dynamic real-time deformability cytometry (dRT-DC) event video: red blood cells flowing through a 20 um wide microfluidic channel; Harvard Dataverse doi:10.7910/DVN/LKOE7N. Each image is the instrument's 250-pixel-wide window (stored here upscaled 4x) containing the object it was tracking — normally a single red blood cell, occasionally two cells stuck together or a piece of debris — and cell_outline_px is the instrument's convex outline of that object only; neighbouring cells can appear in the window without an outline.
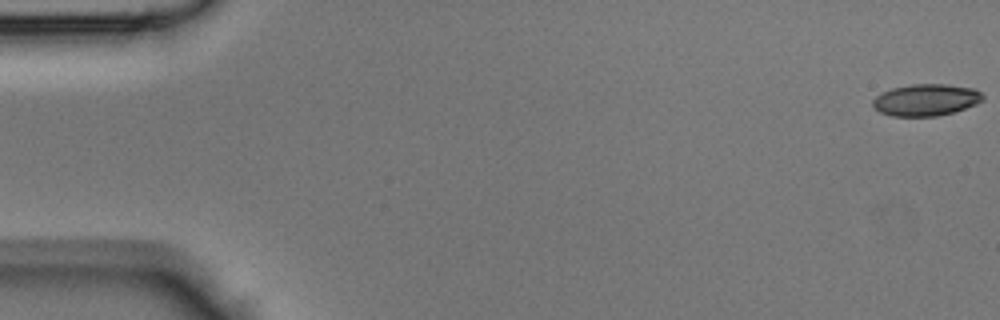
{"species": "Egyptian fruit bat (a non-hibernating species)", "species_latin": "Rousettus aegyptiacus", "temperature_condition": "room temperature", "stored_images_in_passage": 48, "camera_frame_rate_fps": 3000, "um_per_image_px": 0.085, "animal": {"sex": "male"}, "frame": {"image": 1, "passage_image": 1, "time_ms": 0.0, "image_size_px": [1000, 320], "cell_outline_px": [[984, 100], [976, 104], [952, 112], [936, 116], [892, 116], [880, 112], [872, 104], [872, 100], [876, 96], [892, 88], [912, 84], [948, 84], [972, 88], [980, 92], [984, 96]], "centroid_in_image_um": [78.71, 8.49], "position_along_channel_um": 6.3, "area_um2": 20.23}}
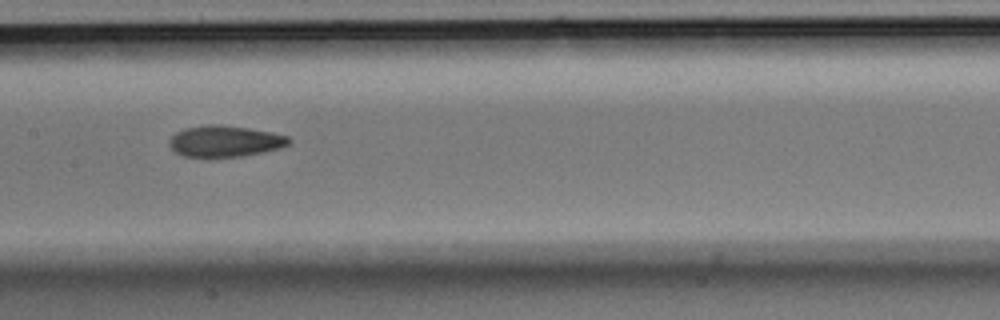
{"frame": {"image": 2, "passage_image": 24, "time_ms": 7.667, "image_size_px": [1000, 320], "cell_outline_px": [[292, 140], [288, 144], [280, 148], [244, 156], [184, 156], [176, 152], [168, 144], [168, 140], [176, 132], [188, 128], [208, 124], [216, 124], [248, 128], [272, 132], [288, 136]], "centroid_in_image_um": [19.14, 11.99], "position_along_channel_um": 188.3, "area_um2": 21.5}}
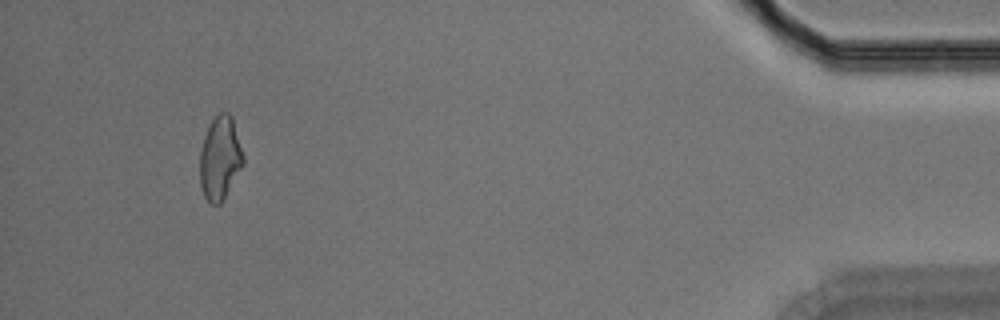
{"frame": {"image": 3, "passage_image": 45, "time_ms": 14.667, "image_size_px": [1000, 320], "cell_outline_px": [[244, 164], [220, 204], [212, 204], [204, 196], [200, 184], [200, 152], [204, 136], [212, 120], [220, 112], [228, 112], [232, 116], [244, 156]], "centroid_in_image_um": [18.71, 13.43], "position_along_channel_um": 416.5, "area_um2": 20.92}}